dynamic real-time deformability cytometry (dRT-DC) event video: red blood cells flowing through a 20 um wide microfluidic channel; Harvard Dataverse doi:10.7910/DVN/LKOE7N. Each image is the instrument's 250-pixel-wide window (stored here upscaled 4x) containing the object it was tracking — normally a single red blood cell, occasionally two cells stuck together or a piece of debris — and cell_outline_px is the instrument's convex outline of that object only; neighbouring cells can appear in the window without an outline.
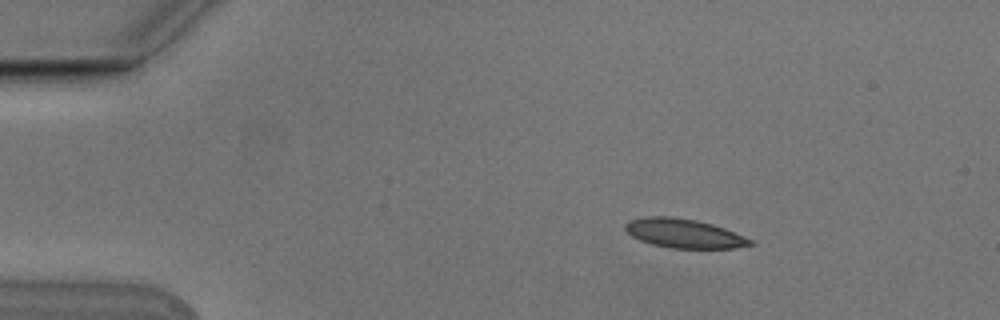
{"species": "Egyptian fruit bat (a non-hibernating species)", "species_latin": "Rousettus aegyptiacus", "temperature_condition": "cold", "stored_images_in_passage": 3, "camera_frame_rate_fps": 3000, "um_per_image_px": 0.085, "animal": {"sex": "male"}, "frame": {"image": 1, "passage_image": 1, "time_ms": 0.0, "image_size_px": [1000, 320], "cell_outline_px": [[756, 244], [736, 248], [672, 248], [652, 244], [640, 240], [632, 236], [624, 228], [624, 224], [628, 220], [648, 216], [672, 216], [696, 220], [712, 224], [724, 228], [752, 240]], "centroid_in_image_um": [58.12, 19.83], "position_along_channel_um": 26.9, "area_um2": 21.15}}